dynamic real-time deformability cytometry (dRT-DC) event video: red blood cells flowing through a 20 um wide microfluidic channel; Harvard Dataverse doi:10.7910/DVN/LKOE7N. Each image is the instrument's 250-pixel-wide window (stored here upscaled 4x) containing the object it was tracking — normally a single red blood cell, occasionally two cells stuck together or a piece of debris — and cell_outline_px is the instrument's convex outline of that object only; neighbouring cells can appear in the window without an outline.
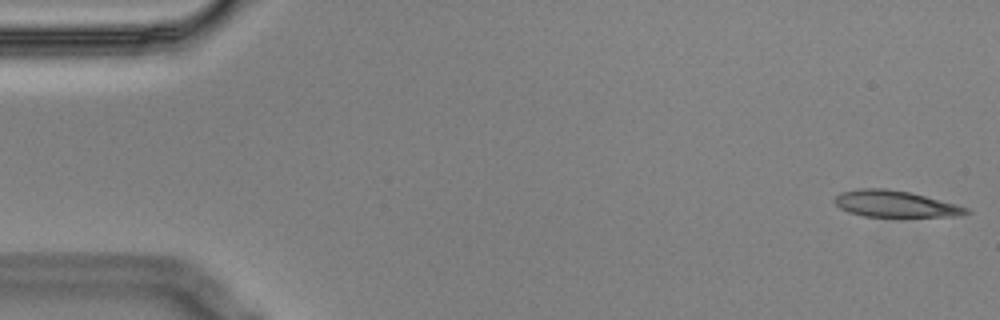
{"species": "Egyptian fruit bat (a non-hibernating species)", "species_latin": "Rousettus aegyptiacus", "temperature_condition": "cold", "stored_images_in_passage": 5, "camera_frame_rate_fps": 3000, "um_per_image_px": 0.085, "animal": {"sex": "male"}, "frame": {"image": 1, "passage_image": 1, "time_ms": 0.0, "image_size_px": [1000, 320], "cell_outline_px": [[972, 212], [960, 216], [900, 220], [864, 216], [848, 212], [840, 208], [832, 200], [840, 192], [860, 188], [884, 188], [908, 192], [956, 204], [968, 208]], "centroid_in_image_um": [76.13, 17.4], "position_along_channel_um": 8.9, "area_um2": 21.5}}
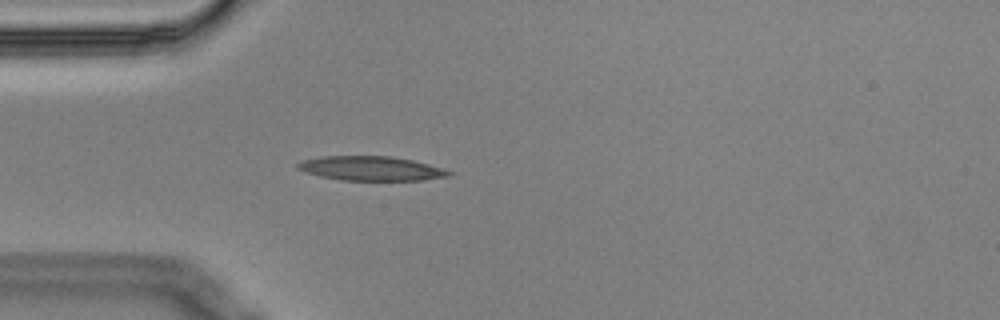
{"frame": {"image": 2, "passage_image": 5, "time_ms": 1.333, "image_size_px": [1000, 320], "cell_outline_px": [[452, 176], [424, 180], [340, 180], [320, 176], [304, 172], [296, 168], [296, 164], [304, 160], [324, 156], [388, 156], [412, 160], [444, 168], [452, 172]], "centroid_in_image_um": [31.56, 14.32], "position_along_channel_um": 53.4, "area_um2": 21.44}}